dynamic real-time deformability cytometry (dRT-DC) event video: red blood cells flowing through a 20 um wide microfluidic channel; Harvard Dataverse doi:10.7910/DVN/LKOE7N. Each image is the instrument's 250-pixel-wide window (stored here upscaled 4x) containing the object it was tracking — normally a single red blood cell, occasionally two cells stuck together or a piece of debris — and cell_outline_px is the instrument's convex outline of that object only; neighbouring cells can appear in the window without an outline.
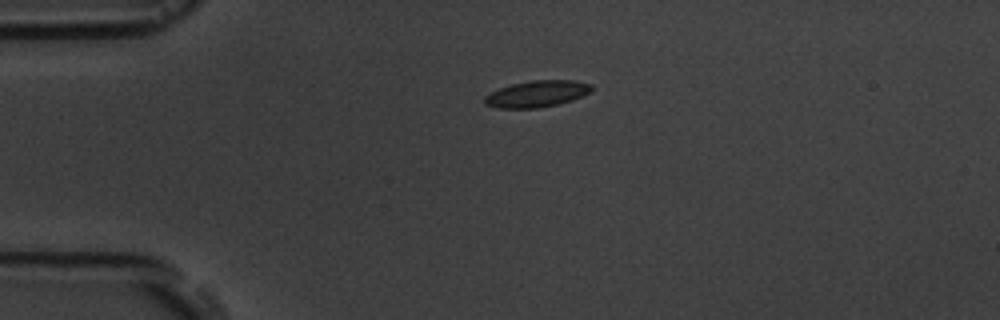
{"species": "common noctule bat (a hibernating species)", "species_latin": "Nyctalus noctula", "temperature_condition": "room temperature", "stored_images_in_passage": 2, "camera_frame_rate_fps": 3000, "um_per_image_px": 0.085, "animal": {"sex": "male", "body_mass_g": 19.5, "forearm_length_mm": 54.6}, "frame": {"image": 1, "passage_image": 1, "time_ms": 0.0, "image_size_px": [1000, 320], "cell_outline_px": [[592, 88], [588, 92], [572, 100], [556, 104], [536, 108], [496, 108], [484, 104], [484, 96], [500, 88], [512, 84], [532, 80], [576, 80], [592, 84]], "centroid_in_image_um": [45.61, 7.97], "position_along_channel_um": 39.4, "area_um2": 16.36}}